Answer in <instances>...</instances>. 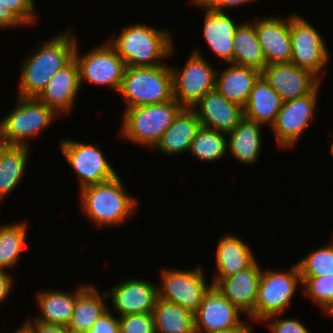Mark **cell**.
Returning a JSON list of instances; mask_svg holds the SVG:
<instances>
[{
  "label": "cell",
  "instance_id": "42",
  "mask_svg": "<svg viewBox=\"0 0 333 333\" xmlns=\"http://www.w3.org/2000/svg\"><path fill=\"white\" fill-rule=\"evenodd\" d=\"M32 331V333H71L66 326L47 324L37 320H27L24 322Z\"/></svg>",
  "mask_w": 333,
  "mask_h": 333
},
{
  "label": "cell",
  "instance_id": "40",
  "mask_svg": "<svg viewBox=\"0 0 333 333\" xmlns=\"http://www.w3.org/2000/svg\"><path fill=\"white\" fill-rule=\"evenodd\" d=\"M197 5L211 10L225 12L226 9L247 5L256 0H193Z\"/></svg>",
  "mask_w": 333,
  "mask_h": 333
},
{
  "label": "cell",
  "instance_id": "15",
  "mask_svg": "<svg viewBox=\"0 0 333 333\" xmlns=\"http://www.w3.org/2000/svg\"><path fill=\"white\" fill-rule=\"evenodd\" d=\"M262 268L256 260L250 267L225 278H213L212 286L235 305L248 319L254 321V310Z\"/></svg>",
  "mask_w": 333,
  "mask_h": 333
},
{
  "label": "cell",
  "instance_id": "8",
  "mask_svg": "<svg viewBox=\"0 0 333 333\" xmlns=\"http://www.w3.org/2000/svg\"><path fill=\"white\" fill-rule=\"evenodd\" d=\"M194 49L183 68L170 65L173 99L183 108H193L204 95L215 89L216 68L205 60L197 47Z\"/></svg>",
  "mask_w": 333,
  "mask_h": 333
},
{
  "label": "cell",
  "instance_id": "11",
  "mask_svg": "<svg viewBox=\"0 0 333 333\" xmlns=\"http://www.w3.org/2000/svg\"><path fill=\"white\" fill-rule=\"evenodd\" d=\"M158 284V298L182 305L193 315L197 312L204 294L212 284H208L202 267L192 270L162 269Z\"/></svg>",
  "mask_w": 333,
  "mask_h": 333
},
{
  "label": "cell",
  "instance_id": "16",
  "mask_svg": "<svg viewBox=\"0 0 333 333\" xmlns=\"http://www.w3.org/2000/svg\"><path fill=\"white\" fill-rule=\"evenodd\" d=\"M283 102L310 94L321 81L292 62L266 65L261 72Z\"/></svg>",
  "mask_w": 333,
  "mask_h": 333
},
{
  "label": "cell",
  "instance_id": "36",
  "mask_svg": "<svg viewBox=\"0 0 333 333\" xmlns=\"http://www.w3.org/2000/svg\"><path fill=\"white\" fill-rule=\"evenodd\" d=\"M120 333H155L152 313L118 317Z\"/></svg>",
  "mask_w": 333,
  "mask_h": 333
},
{
  "label": "cell",
  "instance_id": "47",
  "mask_svg": "<svg viewBox=\"0 0 333 333\" xmlns=\"http://www.w3.org/2000/svg\"><path fill=\"white\" fill-rule=\"evenodd\" d=\"M324 310V313L331 317H333V300L326 306L322 309V311Z\"/></svg>",
  "mask_w": 333,
  "mask_h": 333
},
{
  "label": "cell",
  "instance_id": "17",
  "mask_svg": "<svg viewBox=\"0 0 333 333\" xmlns=\"http://www.w3.org/2000/svg\"><path fill=\"white\" fill-rule=\"evenodd\" d=\"M118 316L153 313L158 286L141 279H126L106 291Z\"/></svg>",
  "mask_w": 333,
  "mask_h": 333
},
{
  "label": "cell",
  "instance_id": "9",
  "mask_svg": "<svg viewBox=\"0 0 333 333\" xmlns=\"http://www.w3.org/2000/svg\"><path fill=\"white\" fill-rule=\"evenodd\" d=\"M291 62L322 80L323 70L330 60L323 35L310 22L293 13L290 15Z\"/></svg>",
  "mask_w": 333,
  "mask_h": 333
},
{
  "label": "cell",
  "instance_id": "21",
  "mask_svg": "<svg viewBox=\"0 0 333 333\" xmlns=\"http://www.w3.org/2000/svg\"><path fill=\"white\" fill-rule=\"evenodd\" d=\"M190 3L206 11L204 14L203 37L208 47L216 56L225 61V64H233V37L240 23L238 24L225 12L201 7L193 0H190Z\"/></svg>",
  "mask_w": 333,
  "mask_h": 333
},
{
  "label": "cell",
  "instance_id": "4",
  "mask_svg": "<svg viewBox=\"0 0 333 333\" xmlns=\"http://www.w3.org/2000/svg\"><path fill=\"white\" fill-rule=\"evenodd\" d=\"M182 109L174 99L125 109L119 136L153 149Z\"/></svg>",
  "mask_w": 333,
  "mask_h": 333
},
{
  "label": "cell",
  "instance_id": "37",
  "mask_svg": "<svg viewBox=\"0 0 333 333\" xmlns=\"http://www.w3.org/2000/svg\"><path fill=\"white\" fill-rule=\"evenodd\" d=\"M279 316V317H278ZM274 318V319H273ZM277 318V319H276ZM269 330L272 333H310L300 320L291 318H282V314H276L265 318Z\"/></svg>",
  "mask_w": 333,
  "mask_h": 333
},
{
  "label": "cell",
  "instance_id": "39",
  "mask_svg": "<svg viewBox=\"0 0 333 333\" xmlns=\"http://www.w3.org/2000/svg\"><path fill=\"white\" fill-rule=\"evenodd\" d=\"M110 311L102 313L86 333H120L119 320Z\"/></svg>",
  "mask_w": 333,
  "mask_h": 333
},
{
  "label": "cell",
  "instance_id": "27",
  "mask_svg": "<svg viewBox=\"0 0 333 333\" xmlns=\"http://www.w3.org/2000/svg\"><path fill=\"white\" fill-rule=\"evenodd\" d=\"M282 103L280 95L261 75L255 82L249 100L244 107V116L261 125L272 126Z\"/></svg>",
  "mask_w": 333,
  "mask_h": 333
},
{
  "label": "cell",
  "instance_id": "35",
  "mask_svg": "<svg viewBox=\"0 0 333 333\" xmlns=\"http://www.w3.org/2000/svg\"><path fill=\"white\" fill-rule=\"evenodd\" d=\"M303 292L322 309L333 300V276L301 277Z\"/></svg>",
  "mask_w": 333,
  "mask_h": 333
},
{
  "label": "cell",
  "instance_id": "14",
  "mask_svg": "<svg viewBox=\"0 0 333 333\" xmlns=\"http://www.w3.org/2000/svg\"><path fill=\"white\" fill-rule=\"evenodd\" d=\"M241 314L244 315L215 286H211L194 314L195 331L208 333L238 326H251L250 323L241 321Z\"/></svg>",
  "mask_w": 333,
  "mask_h": 333
},
{
  "label": "cell",
  "instance_id": "30",
  "mask_svg": "<svg viewBox=\"0 0 333 333\" xmlns=\"http://www.w3.org/2000/svg\"><path fill=\"white\" fill-rule=\"evenodd\" d=\"M233 44V64L263 71L266 60L253 22L240 23L235 31Z\"/></svg>",
  "mask_w": 333,
  "mask_h": 333
},
{
  "label": "cell",
  "instance_id": "7",
  "mask_svg": "<svg viewBox=\"0 0 333 333\" xmlns=\"http://www.w3.org/2000/svg\"><path fill=\"white\" fill-rule=\"evenodd\" d=\"M14 109L3 118L8 145L29 146V139L49 128L58 114L37 98L17 96ZM28 139V140H27Z\"/></svg>",
  "mask_w": 333,
  "mask_h": 333
},
{
  "label": "cell",
  "instance_id": "3",
  "mask_svg": "<svg viewBox=\"0 0 333 333\" xmlns=\"http://www.w3.org/2000/svg\"><path fill=\"white\" fill-rule=\"evenodd\" d=\"M79 193L83 214L99 228L125 224L137 211V199L129 194L119 175L82 188Z\"/></svg>",
  "mask_w": 333,
  "mask_h": 333
},
{
  "label": "cell",
  "instance_id": "33",
  "mask_svg": "<svg viewBox=\"0 0 333 333\" xmlns=\"http://www.w3.org/2000/svg\"><path fill=\"white\" fill-rule=\"evenodd\" d=\"M189 152L202 162H213L227 155V135L201 126L191 142Z\"/></svg>",
  "mask_w": 333,
  "mask_h": 333
},
{
  "label": "cell",
  "instance_id": "2",
  "mask_svg": "<svg viewBox=\"0 0 333 333\" xmlns=\"http://www.w3.org/2000/svg\"><path fill=\"white\" fill-rule=\"evenodd\" d=\"M108 43L126 67L163 65L165 59L175 52L170 31L140 23L125 27L118 37L114 33Z\"/></svg>",
  "mask_w": 333,
  "mask_h": 333
},
{
  "label": "cell",
  "instance_id": "38",
  "mask_svg": "<svg viewBox=\"0 0 333 333\" xmlns=\"http://www.w3.org/2000/svg\"><path fill=\"white\" fill-rule=\"evenodd\" d=\"M0 3L11 9L26 26L36 23L35 0H0Z\"/></svg>",
  "mask_w": 333,
  "mask_h": 333
},
{
  "label": "cell",
  "instance_id": "20",
  "mask_svg": "<svg viewBox=\"0 0 333 333\" xmlns=\"http://www.w3.org/2000/svg\"><path fill=\"white\" fill-rule=\"evenodd\" d=\"M80 90L79 67L73 58L50 79L37 99L58 115H67L74 109L73 105Z\"/></svg>",
  "mask_w": 333,
  "mask_h": 333
},
{
  "label": "cell",
  "instance_id": "6",
  "mask_svg": "<svg viewBox=\"0 0 333 333\" xmlns=\"http://www.w3.org/2000/svg\"><path fill=\"white\" fill-rule=\"evenodd\" d=\"M302 285L297 263L286 271L262 269L254 310V321L261 322L272 315L284 314L289 308L296 288Z\"/></svg>",
  "mask_w": 333,
  "mask_h": 333
},
{
  "label": "cell",
  "instance_id": "44",
  "mask_svg": "<svg viewBox=\"0 0 333 333\" xmlns=\"http://www.w3.org/2000/svg\"><path fill=\"white\" fill-rule=\"evenodd\" d=\"M208 333H252L251 326H238L235 328H230L227 330H220L216 332H208Z\"/></svg>",
  "mask_w": 333,
  "mask_h": 333
},
{
  "label": "cell",
  "instance_id": "10",
  "mask_svg": "<svg viewBox=\"0 0 333 333\" xmlns=\"http://www.w3.org/2000/svg\"><path fill=\"white\" fill-rule=\"evenodd\" d=\"M77 46L74 51V59L79 67L80 87L82 88L81 85L88 81L97 86H107L118 92L126 64L108 41L100 46H95L81 57Z\"/></svg>",
  "mask_w": 333,
  "mask_h": 333
},
{
  "label": "cell",
  "instance_id": "23",
  "mask_svg": "<svg viewBox=\"0 0 333 333\" xmlns=\"http://www.w3.org/2000/svg\"><path fill=\"white\" fill-rule=\"evenodd\" d=\"M200 127L197 113L192 108H183L152 150L171 157L189 153L191 142Z\"/></svg>",
  "mask_w": 333,
  "mask_h": 333
},
{
  "label": "cell",
  "instance_id": "25",
  "mask_svg": "<svg viewBox=\"0 0 333 333\" xmlns=\"http://www.w3.org/2000/svg\"><path fill=\"white\" fill-rule=\"evenodd\" d=\"M216 250L217 274L214 278H225L250 267L256 258L250 246L238 235L225 234L218 240Z\"/></svg>",
  "mask_w": 333,
  "mask_h": 333
},
{
  "label": "cell",
  "instance_id": "1",
  "mask_svg": "<svg viewBox=\"0 0 333 333\" xmlns=\"http://www.w3.org/2000/svg\"><path fill=\"white\" fill-rule=\"evenodd\" d=\"M72 28L43 41L24 59L19 73L18 96L37 98L50 79L73 58L78 44Z\"/></svg>",
  "mask_w": 333,
  "mask_h": 333
},
{
  "label": "cell",
  "instance_id": "5",
  "mask_svg": "<svg viewBox=\"0 0 333 333\" xmlns=\"http://www.w3.org/2000/svg\"><path fill=\"white\" fill-rule=\"evenodd\" d=\"M118 93L122 95L126 109L172 100L170 65L165 63L153 67H126Z\"/></svg>",
  "mask_w": 333,
  "mask_h": 333
},
{
  "label": "cell",
  "instance_id": "24",
  "mask_svg": "<svg viewBox=\"0 0 333 333\" xmlns=\"http://www.w3.org/2000/svg\"><path fill=\"white\" fill-rule=\"evenodd\" d=\"M89 286L79 285L76 291L69 293L59 290H40L36 296L40 315L33 319L47 323L68 326L76 304V298Z\"/></svg>",
  "mask_w": 333,
  "mask_h": 333
},
{
  "label": "cell",
  "instance_id": "28",
  "mask_svg": "<svg viewBox=\"0 0 333 333\" xmlns=\"http://www.w3.org/2000/svg\"><path fill=\"white\" fill-rule=\"evenodd\" d=\"M101 293L90 284L76 298L72 317L67 326L71 333H86L99 316L110 307L106 305V300L109 298L106 291Z\"/></svg>",
  "mask_w": 333,
  "mask_h": 333
},
{
  "label": "cell",
  "instance_id": "22",
  "mask_svg": "<svg viewBox=\"0 0 333 333\" xmlns=\"http://www.w3.org/2000/svg\"><path fill=\"white\" fill-rule=\"evenodd\" d=\"M260 76L257 69L229 63L227 67L217 69L215 89L228 101L244 108Z\"/></svg>",
  "mask_w": 333,
  "mask_h": 333
},
{
  "label": "cell",
  "instance_id": "18",
  "mask_svg": "<svg viewBox=\"0 0 333 333\" xmlns=\"http://www.w3.org/2000/svg\"><path fill=\"white\" fill-rule=\"evenodd\" d=\"M266 65L289 63L292 59L290 16L259 17L252 21Z\"/></svg>",
  "mask_w": 333,
  "mask_h": 333
},
{
  "label": "cell",
  "instance_id": "46",
  "mask_svg": "<svg viewBox=\"0 0 333 333\" xmlns=\"http://www.w3.org/2000/svg\"><path fill=\"white\" fill-rule=\"evenodd\" d=\"M13 333H32L31 329L24 323L21 324L20 328L15 330Z\"/></svg>",
  "mask_w": 333,
  "mask_h": 333
},
{
  "label": "cell",
  "instance_id": "29",
  "mask_svg": "<svg viewBox=\"0 0 333 333\" xmlns=\"http://www.w3.org/2000/svg\"><path fill=\"white\" fill-rule=\"evenodd\" d=\"M29 146L7 145L0 151V201L20 184L29 160Z\"/></svg>",
  "mask_w": 333,
  "mask_h": 333
},
{
  "label": "cell",
  "instance_id": "34",
  "mask_svg": "<svg viewBox=\"0 0 333 333\" xmlns=\"http://www.w3.org/2000/svg\"><path fill=\"white\" fill-rule=\"evenodd\" d=\"M297 265L301 277L333 276V238L332 243L310 251Z\"/></svg>",
  "mask_w": 333,
  "mask_h": 333
},
{
  "label": "cell",
  "instance_id": "48",
  "mask_svg": "<svg viewBox=\"0 0 333 333\" xmlns=\"http://www.w3.org/2000/svg\"><path fill=\"white\" fill-rule=\"evenodd\" d=\"M331 148H330V151H331V154L333 155V141H332V143H331V146H330Z\"/></svg>",
  "mask_w": 333,
  "mask_h": 333
},
{
  "label": "cell",
  "instance_id": "12",
  "mask_svg": "<svg viewBox=\"0 0 333 333\" xmlns=\"http://www.w3.org/2000/svg\"><path fill=\"white\" fill-rule=\"evenodd\" d=\"M60 142L61 153L78 175L79 190L108 181L118 175L99 145L71 139H64Z\"/></svg>",
  "mask_w": 333,
  "mask_h": 333
},
{
  "label": "cell",
  "instance_id": "41",
  "mask_svg": "<svg viewBox=\"0 0 333 333\" xmlns=\"http://www.w3.org/2000/svg\"><path fill=\"white\" fill-rule=\"evenodd\" d=\"M26 24L9 8L0 3V30L22 27Z\"/></svg>",
  "mask_w": 333,
  "mask_h": 333
},
{
  "label": "cell",
  "instance_id": "31",
  "mask_svg": "<svg viewBox=\"0 0 333 333\" xmlns=\"http://www.w3.org/2000/svg\"><path fill=\"white\" fill-rule=\"evenodd\" d=\"M152 314L155 333H196L194 315L182 305L157 298Z\"/></svg>",
  "mask_w": 333,
  "mask_h": 333
},
{
  "label": "cell",
  "instance_id": "26",
  "mask_svg": "<svg viewBox=\"0 0 333 333\" xmlns=\"http://www.w3.org/2000/svg\"><path fill=\"white\" fill-rule=\"evenodd\" d=\"M261 126L263 125L244 116L232 132L226 134L227 152L244 165L258 162L263 146Z\"/></svg>",
  "mask_w": 333,
  "mask_h": 333
},
{
  "label": "cell",
  "instance_id": "32",
  "mask_svg": "<svg viewBox=\"0 0 333 333\" xmlns=\"http://www.w3.org/2000/svg\"><path fill=\"white\" fill-rule=\"evenodd\" d=\"M27 222L19 221L0 226V269L17 266L27 239Z\"/></svg>",
  "mask_w": 333,
  "mask_h": 333
},
{
  "label": "cell",
  "instance_id": "13",
  "mask_svg": "<svg viewBox=\"0 0 333 333\" xmlns=\"http://www.w3.org/2000/svg\"><path fill=\"white\" fill-rule=\"evenodd\" d=\"M320 84L308 95L282 103L275 123L271 126L279 148H293L303 132L314 121Z\"/></svg>",
  "mask_w": 333,
  "mask_h": 333
},
{
  "label": "cell",
  "instance_id": "45",
  "mask_svg": "<svg viewBox=\"0 0 333 333\" xmlns=\"http://www.w3.org/2000/svg\"><path fill=\"white\" fill-rule=\"evenodd\" d=\"M5 139L4 121L3 118L0 120V151L7 146Z\"/></svg>",
  "mask_w": 333,
  "mask_h": 333
},
{
  "label": "cell",
  "instance_id": "19",
  "mask_svg": "<svg viewBox=\"0 0 333 333\" xmlns=\"http://www.w3.org/2000/svg\"><path fill=\"white\" fill-rule=\"evenodd\" d=\"M192 109L197 113L201 126L225 134L232 132L244 117V108L228 101L216 89L204 95Z\"/></svg>",
  "mask_w": 333,
  "mask_h": 333
},
{
  "label": "cell",
  "instance_id": "43",
  "mask_svg": "<svg viewBox=\"0 0 333 333\" xmlns=\"http://www.w3.org/2000/svg\"><path fill=\"white\" fill-rule=\"evenodd\" d=\"M4 269H0V304L6 298H9L10 293L13 291V277Z\"/></svg>",
  "mask_w": 333,
  "mask_h": 333
}]
</instances>
